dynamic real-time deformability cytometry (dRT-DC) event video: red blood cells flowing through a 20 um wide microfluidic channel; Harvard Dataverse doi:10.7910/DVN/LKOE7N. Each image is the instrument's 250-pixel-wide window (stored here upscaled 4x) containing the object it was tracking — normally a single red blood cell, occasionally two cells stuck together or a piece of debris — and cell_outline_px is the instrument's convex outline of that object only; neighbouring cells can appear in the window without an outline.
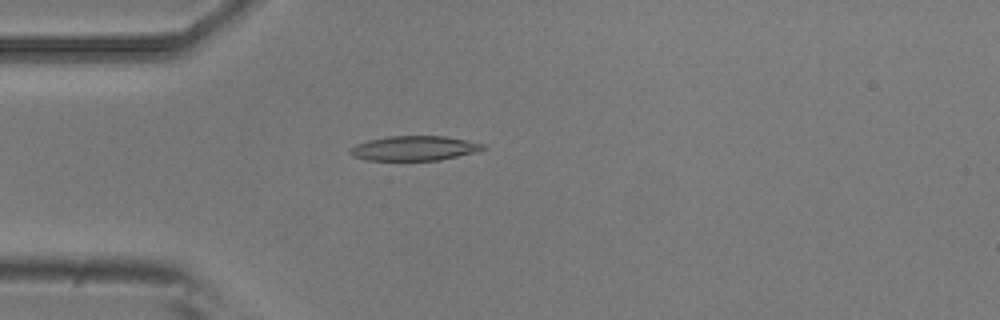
{"species": "common noctule bat (a hibernating species)", "species_latin": "Nyctalus noctula", "temperature_condition": "room temperature", "stored_images_in_passage": 4, "camera_frame_rate_fps": 3000, "um_per_image_px": 0.085, "animal": {"sex": "male", "body_mass_g": 20.5, "forearm_length_mm": 52.5}, "frame": {"image": 1, "passage_image": 4, "time_ms": 1.0, "image_size_px": [1000, 320], "cell_outline_px": [[488, 148], [476, 152], [440, 160], [364, 160], [352, 156], [348, 152], [348, 148], [356, 144], [368, 140], [388, 136], [448, 136], [488, 144]], "centroid_in_image_um": [35.24, 12.59], "position_along_channel_um": 49.8, "area_um2": 19.48}}